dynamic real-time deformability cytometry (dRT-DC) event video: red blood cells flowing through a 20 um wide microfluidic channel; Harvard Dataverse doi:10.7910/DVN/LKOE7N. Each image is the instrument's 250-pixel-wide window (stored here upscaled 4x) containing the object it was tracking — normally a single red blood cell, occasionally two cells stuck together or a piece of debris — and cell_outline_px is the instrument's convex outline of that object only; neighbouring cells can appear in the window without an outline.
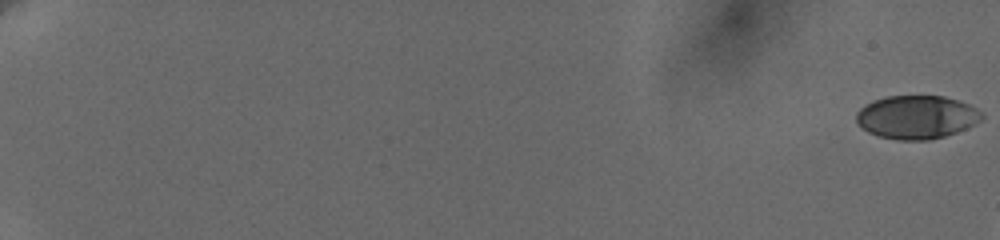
{"species": "human", "species_latin": "Homo sapiens", "temperature_condition": "cold", "stored_images_in_passage": 13, "camera_frame_rate_fps": 3000, "um_per_image_px": 0.085, "donor": {"sex": "female"}, "frame": {"image": 1, "passage_image": 1, "time_ms": 0.0, "image_size_px": [1000, 240], "cell_outline_px": [[984, 116], [980, 120], [956, 132], [944, 136], [928, 140], [900, 140], [880, 136], [868, 132], [856, 120], [856, 112], [864, 104], [872, 100], [888, 96], [944, 96], [968, 104], [984, 112]], "centroid_in_image_um": [77.9, 9.94], "position_along_channel_um": 7.1, "area_um2": 31.5}}